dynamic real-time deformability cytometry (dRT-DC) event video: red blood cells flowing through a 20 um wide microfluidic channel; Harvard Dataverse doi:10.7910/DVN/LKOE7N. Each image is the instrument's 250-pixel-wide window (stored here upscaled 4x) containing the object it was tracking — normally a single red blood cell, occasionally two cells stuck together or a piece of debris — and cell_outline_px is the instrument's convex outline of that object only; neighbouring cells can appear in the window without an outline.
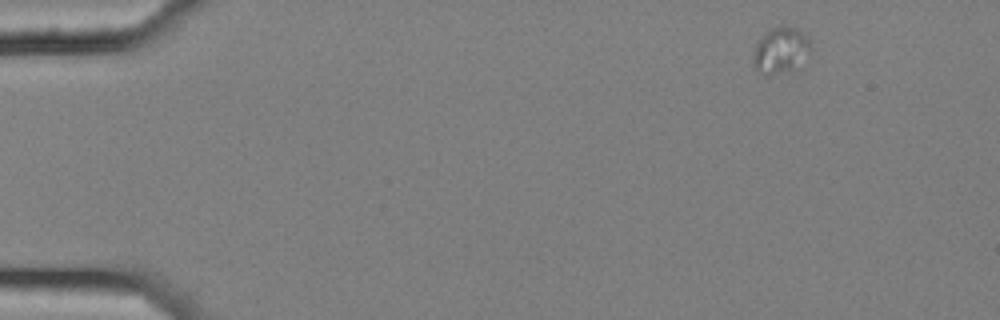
{"species": "common noctule bat (a hibernating species)", "species_latin": "Nyctalus noctula", "temperature_condition": "cold", "stored_images_in_passage": 5, "camera_frame_rate_fps": 3000, "um_per_image_px": 0.085, "animal": {"sex": "female", "body_mass_g": 25.1}, "frame": {"image": 1, "passage_image": 1, "time_ms": 0.0, "image_size_px": [1000, 320], "cell_outline_px": [[812, 52], [792, 68], [768, 76], [760, 72], [752, 64], [752, 56], [756, 40], [764, 32], [780, 24], [788, 24], [804, 32], [812, 40]], "centroid_in_image_um": [66.35, 4.19], "position_along_channel_um": 18.6, "area_um2": 15.95}}